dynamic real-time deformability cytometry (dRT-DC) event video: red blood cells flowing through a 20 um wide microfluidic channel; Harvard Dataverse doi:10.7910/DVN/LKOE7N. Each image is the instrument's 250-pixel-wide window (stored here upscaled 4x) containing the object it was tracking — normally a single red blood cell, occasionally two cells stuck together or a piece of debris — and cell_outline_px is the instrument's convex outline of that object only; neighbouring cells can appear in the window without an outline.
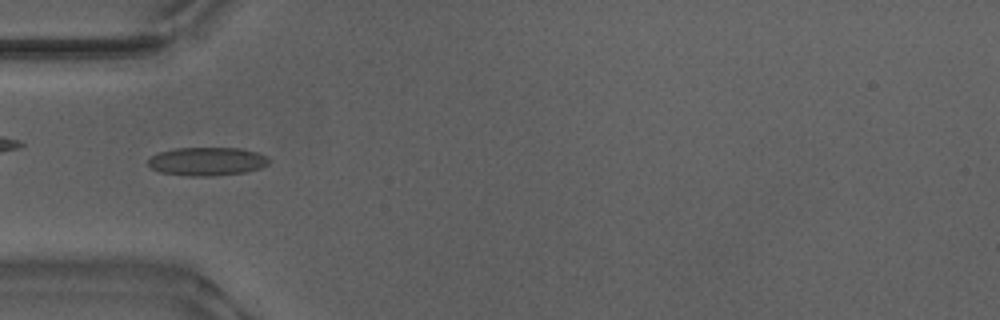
{"species": "Egyptian fruit bat (a non-hibernating species)", "species_latin": "Rousettus aegyptiacus", "temperature_condition": "warm", "stored_images_in_passage": 52, "camera_frame_rate_fps": 3000, "um_per_image_px": 0.085, "animal": {"sex": "male"}, "frame": {"image": 1, "passage_image": 16, "time_ms": 5.0, "image_size_px": [1000, 320], "cell_outline_px": [[268, 164], [260, 168], [244, 172], [212, 176], [188, 176], [160, 172], [152, 168], [148, 164], [148, 160], [152, 156], [160, 152], [176, 148], [240, 148], [256, 152], [264, 156], [268, 160]], "centroid_in_image_um": [17.57, 13.72], "position_along_channel_um": 67.4, "area_um2": 19.77}}
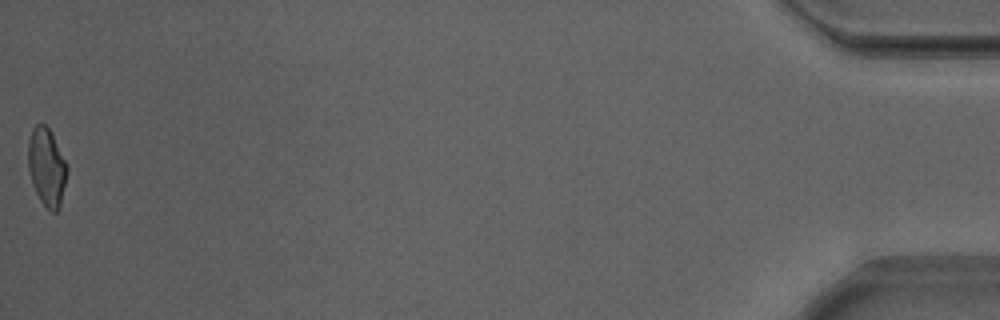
{"frame": {"image": 2, "passage_image": 52, "time_ms": 17.0, "image_size_px": [1000, 320], "cell_outline_px": [[68, 168], [60, 204], [56, 212], [52, 212], [40, 200], [32, 184], [28, 168], [28, 140], [32, 128], [36, 124], [44, 124], [48, 128]], "centroid_in_image_um": [3.94, 14.2], "position_along_channel_um": 431.3, "area_um2": 17.22}, "authors_computed_cell_mechanics": {"area_um2": 18.785, "velocity_mm_per_s": 3.8924, "shape_relaxation_time_tau1_ms": 6.5351, "shape_relaxation_time_tau2_ms": 0.8445, "deformation_change_tau1": 0.16, "deformation_change_tau2": 0.067}}